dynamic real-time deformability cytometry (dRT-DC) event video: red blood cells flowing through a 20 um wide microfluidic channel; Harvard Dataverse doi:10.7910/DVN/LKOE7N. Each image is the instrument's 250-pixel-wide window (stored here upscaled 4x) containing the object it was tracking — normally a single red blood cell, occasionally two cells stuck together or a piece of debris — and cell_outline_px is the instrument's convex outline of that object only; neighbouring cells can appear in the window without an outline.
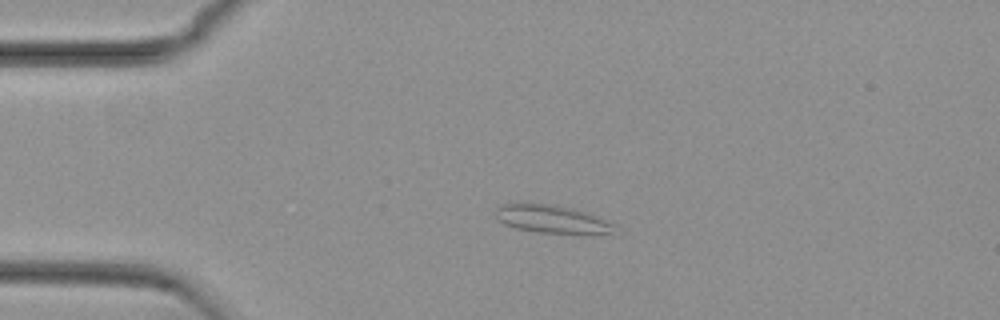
{"species": "common noctule bat (a hibernating species)", "species_latin": "Nyctalus noctula", "temperature_condition": "cold", "stored_images_in_passage": 54, "camera_frame_rate_fps": 3000, "um_per_image_px": 0.085, "animal": {"sex": "female", "body_mass_g": 29.2, "forearm_length_mm": 56.3}, "frame": {"image": 1, "passage_image": 12, "time_ms": 3.667, "image_size_px": [1000, 320], "cell_outline_px": [[616, 224], [608, 232], [588, 236], [580, 236], [540, 232], [516, 228], [504, 224], [496, 216], [496, 208], [500, 204], [508, 200], [528, 200], [552, 204], [572, 208], [596, 216]], "centroid_in_image_um": [46.81, 18.59], "position_along_channel_um": 38.2, "area_um2": 20.58}}
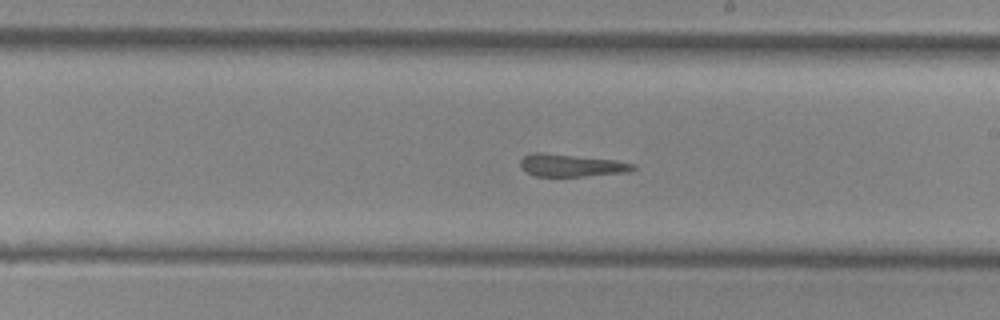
{"frame": {"image": 2, "passage_image": 31, "time_ms": 10.0, "image_size_px": [1000, 320], "cell_outline_px": [[636, 168], [632, 172], [588, 176], [536, 176], [520, 168], [520, 160], [524, 156], [532, 152], [544, 152], [616, 160], [636, 164]], "centroid_in_image_um": [48.6, 14.05], "position_along_channel_um": 240.4, "area_um2": 15.03}}
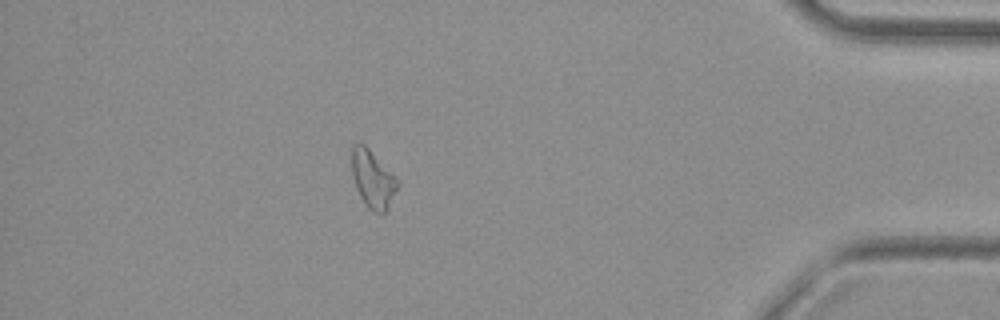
{"frame": {"image": 3, "passage_image": 48, "time_ms": 15.667, "image_size_px": [1000, 320], "cell_outline_px": [[400, 184], [388, 208], [384, 212], [372, 212], [364, 204], [356, 188], [352, 172], [352, 148], [356, 144], [364, 144], [400, 180]], "centroid_in_image_um": [31.71, 15.25], "position_along_channel_um": 403.5, "area_um2": 15.32}}